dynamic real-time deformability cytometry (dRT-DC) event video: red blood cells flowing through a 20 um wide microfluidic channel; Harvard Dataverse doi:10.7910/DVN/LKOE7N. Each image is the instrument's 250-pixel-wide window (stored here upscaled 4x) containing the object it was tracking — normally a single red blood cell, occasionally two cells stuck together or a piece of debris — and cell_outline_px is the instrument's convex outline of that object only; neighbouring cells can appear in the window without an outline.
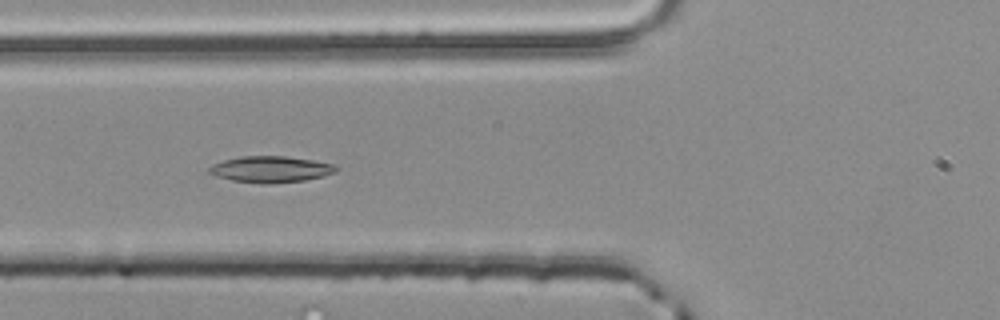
{"species": "common noctule bat (a hibernating species)", "species_latin": "Nyctalus noctula", "temperature_condition": "room temperature", "stored_images_in_passage": 10, "camera_frame_rate_fps": 3000, "um_per_image_px": 0.085, "animal": {"sex": "male", "body_mass_g": 20.4}, "frame": {"image": 1, "passage_image": 4, "time_ms": 1.0, "image_size_px": [1000, 320], "cell_outline_px": [[340, 168], [336, 172], [324, 176], [304, 180], [268, 184], [260, 184], [232, 180], [216, 176], [208, 172], [208, 168], [212, 164], [224, 160], [240, 156], [284, 156], [312, 160], [336, 164]], "centroid_in_image_um": [23.03, 14.39], "position_along_channel_um": 102.8, "area_um2": 19.59}}
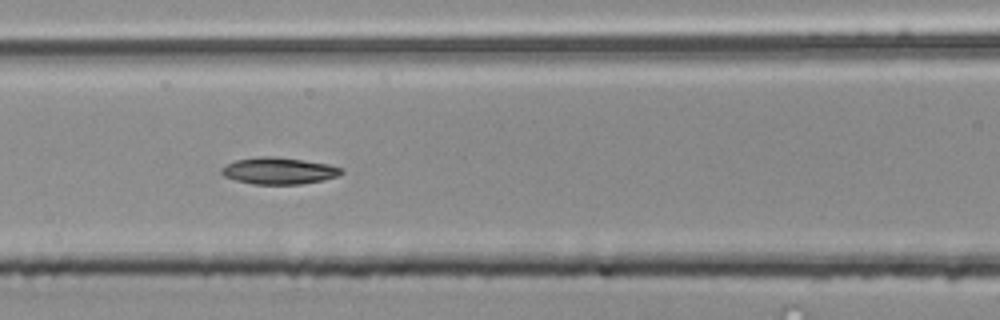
{"frame": {"image": 2, "passage_image": 7, "time_ms": 2.0, "image_size_px": [1000, 320], "cell_outline_px": [[344, 172], [336, 176], [324, 180], [300, 184], [252, 184], [236, 180], [224, 176], [220, 172], [220, 168], [236, 160], [264, 156], [276, 156], [304, 160], [328, 164], [344, 168]], "centroid_in_image_um": [23.72, 14.52], "position_along_channel_um": 142.9, "area_um2": 18.67}}